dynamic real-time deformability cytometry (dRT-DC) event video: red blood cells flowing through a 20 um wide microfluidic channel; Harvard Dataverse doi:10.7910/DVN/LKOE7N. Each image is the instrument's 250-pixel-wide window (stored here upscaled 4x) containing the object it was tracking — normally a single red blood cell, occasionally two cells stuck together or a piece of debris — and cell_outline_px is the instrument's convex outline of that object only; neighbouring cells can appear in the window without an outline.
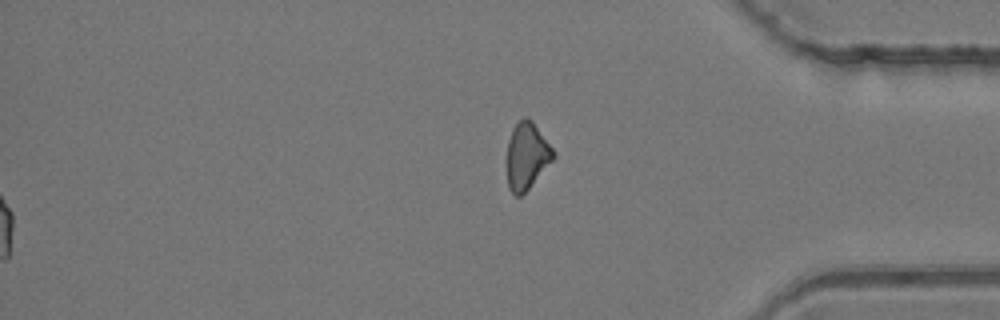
{"species": "common noctule bat (a hibernating species)", "species_latin": "Nyctalus noctula", "temperature_condition": "room temperature", "stored_images_in_passage": 52, "segment_of_instrument_passage": [2, 2], "camera_frame_rate_fps": 3000, "um_per_image_px": 0.085, "animal": {"sex": "female", "body_mass_g": 24.6, "forearm_length_mm": 56.2}, "frame": {"image": 1, "passage_image": 52, "time_ms": 17.0, "image_size_px": [1000, 320], "cell_outline_px": [[556, 156], [528, 188], [520, 196], [516, 196], [508, 188], [504, 160], [508, 140], [512, 128], [524, 116], [528, 116], [532, 120], [556, 152]], "centroid_in_image_um": [44.73, 13.23], "position_along_channel_um": 390.5, "area_um2": 18.55}}